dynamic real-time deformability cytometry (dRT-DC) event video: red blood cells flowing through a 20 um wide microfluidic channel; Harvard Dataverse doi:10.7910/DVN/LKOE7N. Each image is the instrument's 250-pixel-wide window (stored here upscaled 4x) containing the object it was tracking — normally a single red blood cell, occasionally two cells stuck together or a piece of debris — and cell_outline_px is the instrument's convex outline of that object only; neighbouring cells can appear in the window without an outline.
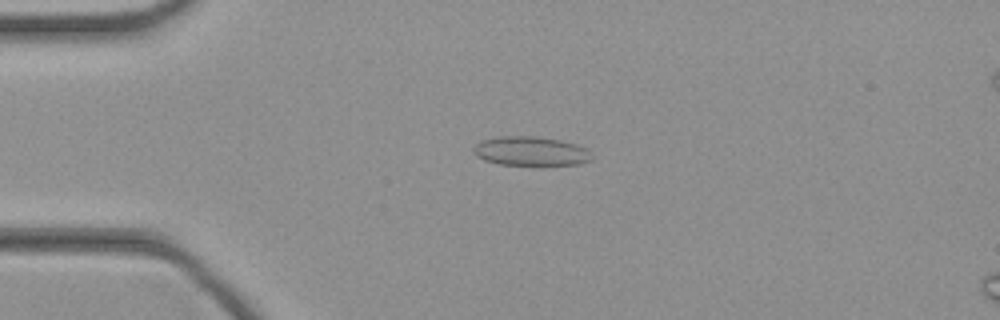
{"species": "common noctule bat (a hibernating species)", "species_latin": "Nyctalus noctula", "temperature_condition": "cold", "stored_images_in_passage": 45, "camera_frame_rate_fps": 3000, "um_per_image_px": 0.085, "animal": {"sex": "female", "body_mass_g": 21.9}, "frame": {"image": 1, "passage_image": 11, "time_ms": 3.333, "image_size_px": [1000, 320], "cell_outline_px": [[592, 160], [580, 164], [540, 168], [500, 164], [484, 160], [476, 156], [472, 148], [480, 140], [500, 136], [536, 136], [560, 140], [576, 144], [588, 148], [592, 156]], "centroid_in_image_um": [45.16, 12.9], "position_along_channel_um": 39.8, "area_um2": 21.21}}
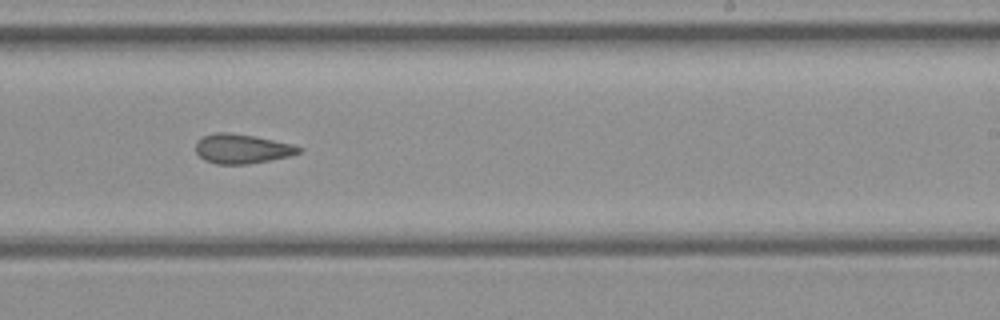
{"frame": {"image": 2, "passage_image": 28, "time_ms": 9.0, "image_size_px": [1000, 320], "cell_outline_px": [[304, 148], [300, 152], [288, 156], [268, 160], [244, 164], [216, 164], [204, 160], [196, 152], [196, 140], [204, 136], [216, 132], [228, 132], [252, 136], [292, 144]], "centroid_in_image_um": [20.53, 12.64], "position_along_channel_um": 268.5, "area_um2": 17.46}}
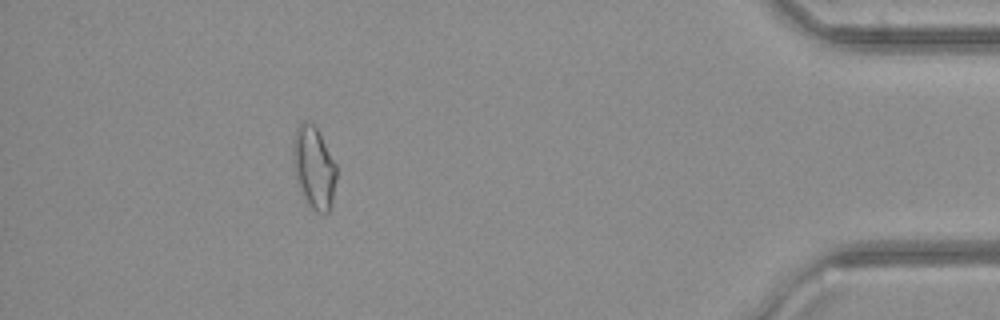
{"frame": {"image": 3, "passage_image": 41, "time_ms": 13.333, "image_size_px": [1000, 320], "cell_outline_px": [[336, 180], [332, 204], [328, 212], [324, 216], [316, 212], [308, 204], [296, 184], [292, 164], [292, 144], [296, 128], [304, 120], [312, 124], [316, 128], [336, 164]], "centroid_in_image_um": [26.65, 14.29], "position_along_channel_um": 408.5, "area_um2": 21.1}}